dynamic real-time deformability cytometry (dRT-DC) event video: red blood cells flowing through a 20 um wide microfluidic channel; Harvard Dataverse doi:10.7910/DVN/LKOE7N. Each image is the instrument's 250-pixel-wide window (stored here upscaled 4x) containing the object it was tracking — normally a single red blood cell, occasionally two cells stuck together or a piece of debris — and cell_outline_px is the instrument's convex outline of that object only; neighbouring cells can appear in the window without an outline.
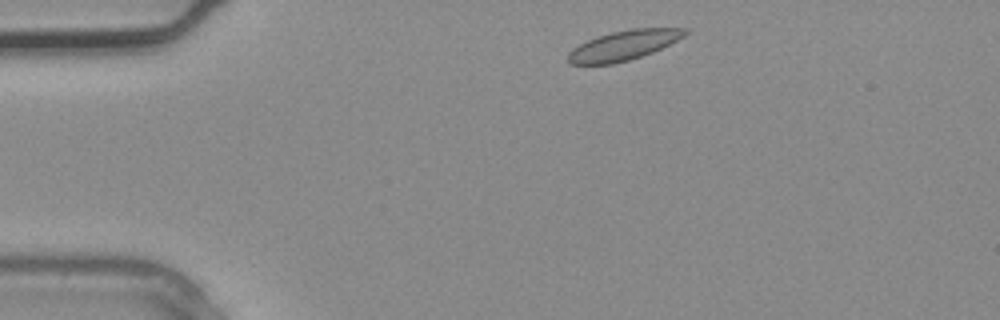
{"species": "common noctule bat (a hibernating species)", "species_latin": "Nyctalus noctula", "temperature_condition": "warm", "stored_images_in_passage": 3, "camera_frame_rate_fps": 3000, "um_per_image_px": 0.085, "animal": {"sex": "male", "body_mass_g": 20.4}, "frame": {"image": 1, "passage_image": 1, "time_ms": 0.0, "image_size_px": [1000, 320], "cell_outline_px": [[688, 32], [684, 36], [652, 52], [628, 60], [612, 64], [568, 64], [568, 52], [572, 48], [588, 40], [612, 32], [632, 28], [688, 28]], "centroid_in_image_um": [52.99, 3.85], "position_along_channel_um": 32.0, "area_um2": 19.94}}
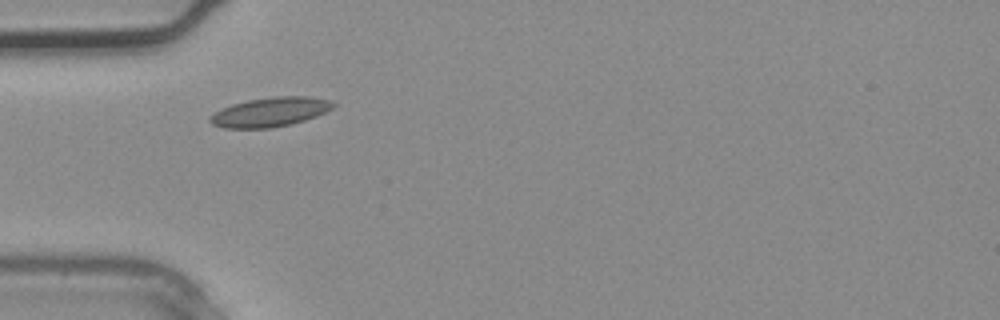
{"frame": {"image": 2, "passage_image": 2, "time_ms": 0.333, "image_size_px": [1000, 320], "cell_outline_px": [[336, 104], [332, 108], [316, 116], [304, 120], [288, 124], [268, 128], [224, 128], [212, 124], [208, 120], [216, 112], [232, 104], [248, 100], [272, 96], [308, 96], [332, 100]], "centroid_in_image_um": [22.99, 9.51], "position_along_channel_um": 62.0, "area_um2": 20.81}}